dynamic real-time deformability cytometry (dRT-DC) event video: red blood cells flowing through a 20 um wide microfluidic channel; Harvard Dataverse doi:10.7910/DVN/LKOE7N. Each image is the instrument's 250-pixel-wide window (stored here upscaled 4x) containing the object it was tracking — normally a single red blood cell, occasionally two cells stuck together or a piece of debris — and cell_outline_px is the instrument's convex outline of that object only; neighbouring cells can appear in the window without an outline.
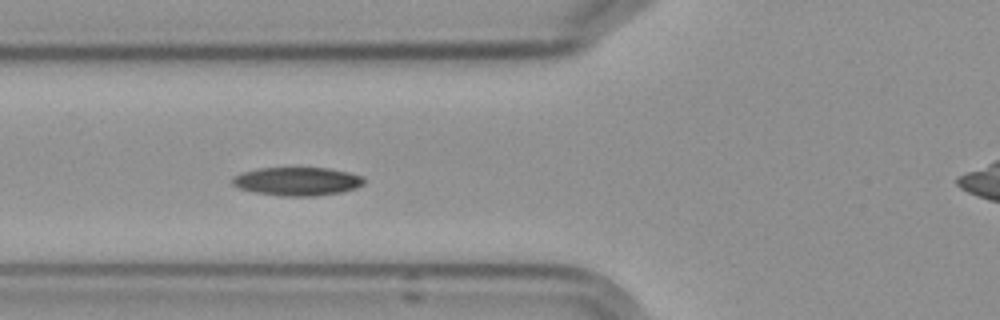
{"species": "Egyptian fruit bat (a non-hibernating species)", "species_latin": "Rousettus aegyptiacus", "temperature_condition": "cold", "stored_images_in_passage": 8, "camera_frame_rate_fps": 3000, "um_per_image_px": 0.085, "frame": {"image": 1, "passage_image": 6, "time_ms": 5.667, "image_size_px": [1000, 320], "cell_outline_px": [[364, 184], [356, 188], [340, 192], [316, 196], [280, 196], [256, 192], [240, 188], [232, 184], [232, 176], [240, 172], [260, 168], [328, 168], [348, 172], [360, 176], [364, 180]], "centroid_in_image_um": [25.24, 15.41], "position_along_channel_um": 100.6, "area_um2": 21.73}}
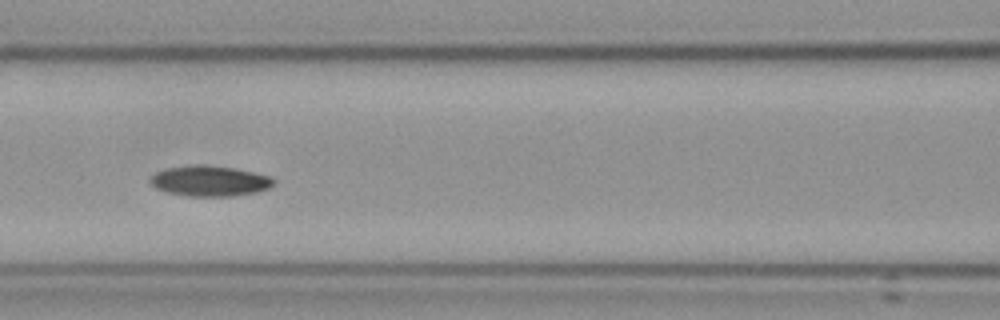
{"frame": {"image": 2, "passage_image": 7, "time_ms": 7.0, "image_size_px": [1000, 320], "cell_outline_px": [[276, 180], [268, 188], [256, 192], [232, 196], [188, 196], [164, 192], [148, 184], [148, 180], [156, 172], [168, 168], [196, 164], [208, 164], [236, 168], [268, 176]], "centroid_in_image_um": [17.77, 15.38], "position_along_channel_um": 148.8, "area_um2": 22.08}}